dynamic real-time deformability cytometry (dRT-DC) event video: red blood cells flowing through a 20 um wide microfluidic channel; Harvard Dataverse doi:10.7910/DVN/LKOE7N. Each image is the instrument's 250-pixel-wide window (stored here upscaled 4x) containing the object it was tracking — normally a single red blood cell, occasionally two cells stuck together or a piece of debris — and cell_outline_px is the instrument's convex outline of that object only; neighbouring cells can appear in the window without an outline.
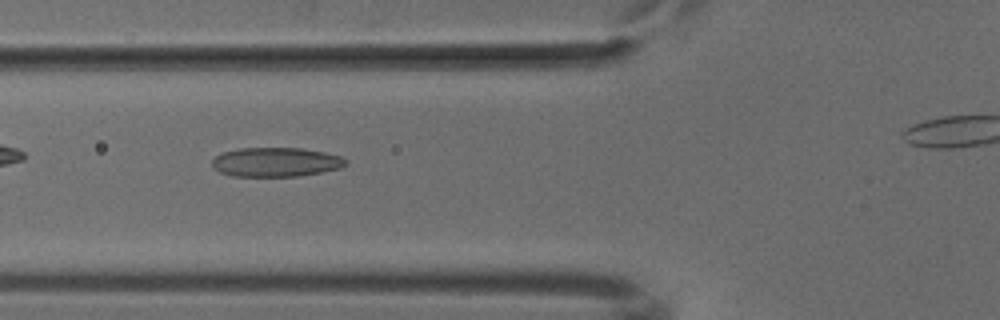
{"species": "common noctule bat (a hibernating species)", "species_latin": "Nyctalus noctula", "temperature_condition": "cold", "stored_images_in_passage": 31, "camera_frame_rate_fps": 3000, "um_per_image_px": 0.085, "animal": {"sex": "male", "body_mass_g": 18.8}, "frame": {"image": 1, "passage_image": 5, "time_ms": 1.333, "image_size_px": [1000, 320], "cell_outline_px": [[348, 164], [340, 168], [320, 172], [296, 176], [232, 176], [220, 172], [212, 168], [212, 160], [216, 156], [224, 152], [240, 148], [300, 148], [324, 152], [340, 156], [348, 160]], "centroid_in_image_um": [23.44, 13.78], "position_along_channel_um": 102.4, "area_um2": 22.72}}
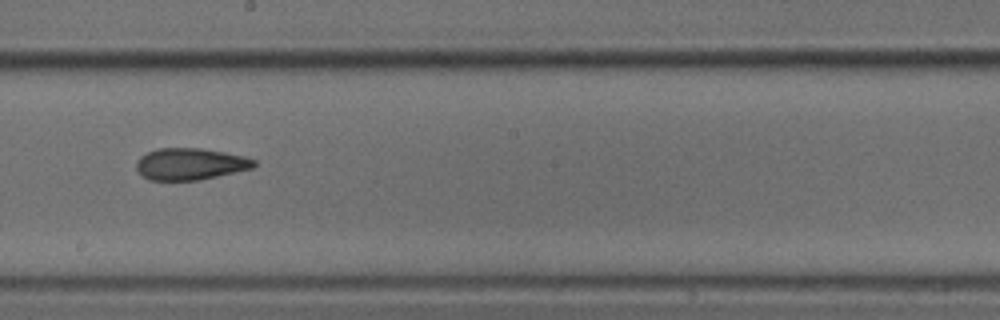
{"frame": {"image": 2, "passage_image": 15, "time_ms": 4.667, "image_size_px": [1000, 320], "cell_outline_px": [[256, 164], [252, 168], [200, 180], [148, 180], [136, 168], [136, 160], [140, 156], [156, 148], [200, 148], [224, 152], [244, 156], [256, 160]], "centroid_in_image_um": [16.15, 13.93], "position_along_channel_um": 232.0, "area_um2": 21.73}}
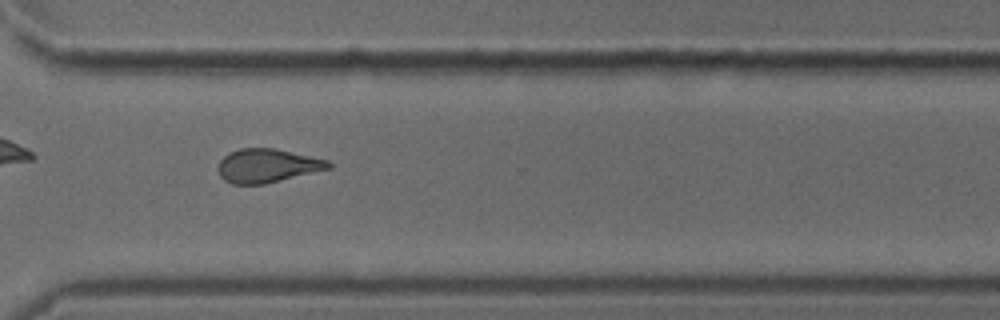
{"frame": {"image": 3, "passage_image": 24, "time_ms": 7.667, "image_size_px": [1000, 320], "cell_outline_px": [[332, 168], [264, 184], [232, 184], [224, 180], [220, 176], [216, 168], [220, 160], [228, 152], [240, 148], [276, 148], [328, 160], [332, 164]], "centroid_in_image_um": [22.69, 14.08], "position_along_channel_um": 347.9, "area_um2": 21.85}}